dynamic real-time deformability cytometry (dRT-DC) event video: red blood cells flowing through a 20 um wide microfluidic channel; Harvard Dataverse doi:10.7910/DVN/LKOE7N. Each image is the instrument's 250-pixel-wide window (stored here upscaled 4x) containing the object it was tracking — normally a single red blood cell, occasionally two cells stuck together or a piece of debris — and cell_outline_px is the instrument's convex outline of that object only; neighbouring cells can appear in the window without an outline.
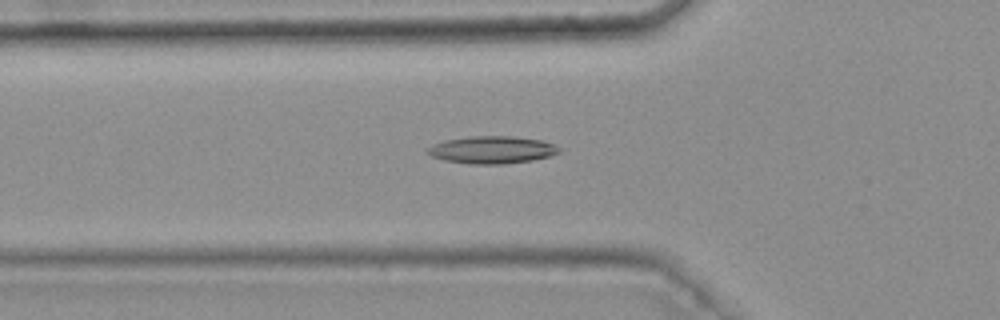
{"species": "common noctule bat (a hibernating species)", "species_latin": "Nyctalus noctula", "temperature_condition": "warm", "stored_images_in_passage": 47, "camera_frame_rate_fps": 3000, "um_per_image_px": 0.085, "animal": {"sex": "female", "body_mass_g": 25.1}, "frame": {"image": 1, "passage_image": 18, "time_ms": 5.667, "image_size_px": [1000, 320], "cell_outline_px": [[560, 152], [548, 156], [532, 160], [504, 164], [468, 164], [444, 160], [432, 156], [424, 152], [432, 144], [444, 140], [468, 136], [512, 136], [540, 140], [552, 144], [560, 148]], "centroid_in_image_um": [41.76, 12.73], "position_along_channel_um": 84.0, "area_um2": 21.04}}
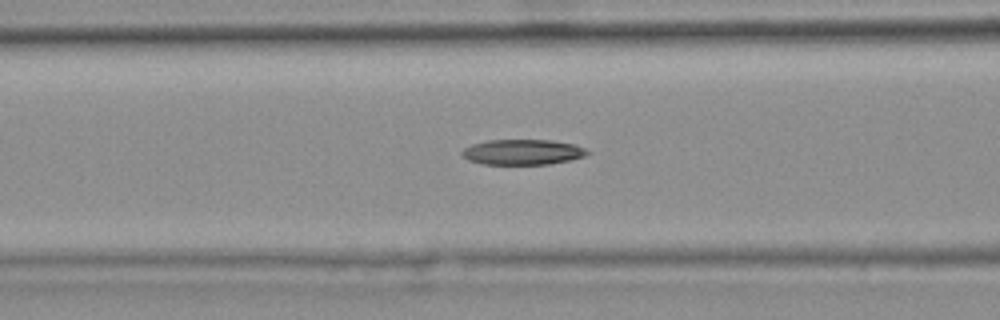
{"frame": {"image": 2, "passage_image": 21, "time_ms": 6.667, "image_size_px": [1000, 320], "cell_outline_px": [[592, 152], [584, 156], [568, 160], [548, 164], [484, 164], [468, 160], [460, 152], [464, 148], [472, 144], [488, 140], [552, 140], [572, 144], [584, 148]], "centroid_in_image_um": [44.41, 12.92], "position_along_channel_um": 122.2, "area_um2": 18.38}}
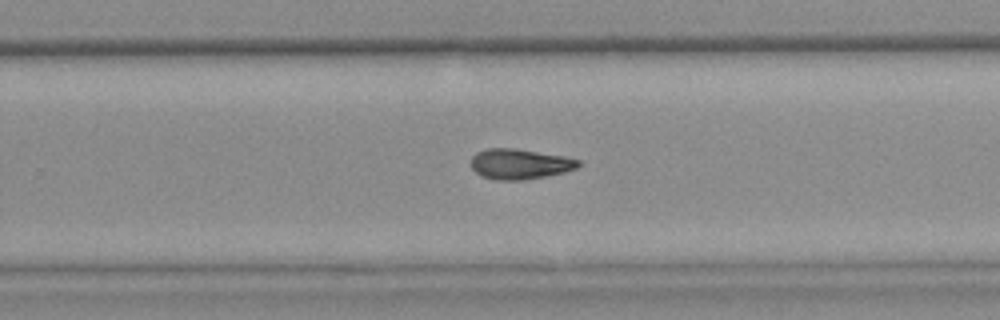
{"frame": {"image": 3, "passage_image": 34, "time_ms": 11.0, "image_size_px": [1000, 320], "cell_outline_px": [[584, 164], [576, 168], [564, 172], [544, 176], [520, 180], [496, 180], [480, 176], [472, 168], [472, 156], [476, 152], [488, 148], [512, 148], [564, 156], [580, 160]], "centroid_in_image_um": [44.18, 13.94], "position_along_channel_um": 285.6, "area_um2": 18.9}, "authors_computed_cell_mechanics": {"area_um2": 18.9006, "velocity_mm_per_s": 3.7773, "shape_relaxation_time_tau1_ms": null, "shape_relaxation_time_tau2_ms": 8.7565, "deformation_change_tau1": null, "deformation_change_tau2": 0.1894}}